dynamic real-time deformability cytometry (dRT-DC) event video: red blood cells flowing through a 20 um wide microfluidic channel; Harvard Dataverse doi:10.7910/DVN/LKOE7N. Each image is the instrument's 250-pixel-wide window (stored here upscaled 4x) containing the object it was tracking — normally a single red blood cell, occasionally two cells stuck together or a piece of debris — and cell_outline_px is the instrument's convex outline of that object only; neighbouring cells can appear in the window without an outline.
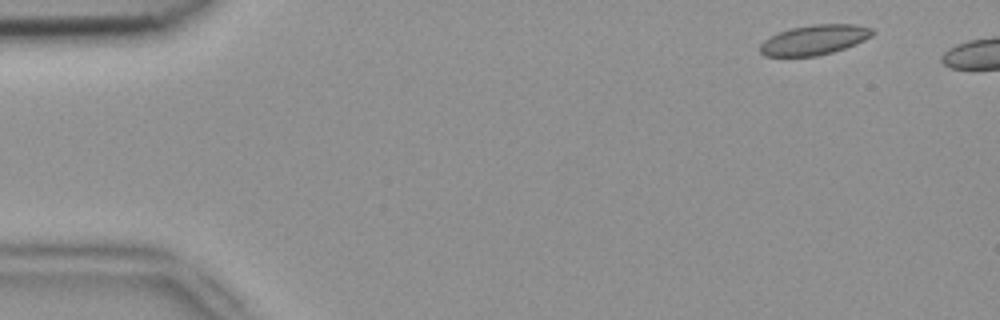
{"species": "common noctule bat (a hibernating species)", "species_latin": "Nyctalus noctula", "temperature_condition": "room temperature", "stored_images_in_passage": 5, "camera_frame_rate_fps": 3000, "um_per_image_px": 0.085, "animal": {"sex": "female", "body_mass_g": 18.4}, "frame": {"image": 1, "passage_image": 1, "time_ms": 0.0, "image_size_px": [1000, 320], "cell_outline_px": [[876, 32], [872, 36], [856, 44], [832, 52], [816, 56], [764, 56], [760, 52], [760, 44], [764, 40], [780, 32], [792, 28], [812, 24], [856, 24], [872, 28]], "centroid_in_image_um": [69.25, 3.38], "position_along_channel_um": 15.7, "area_um2": 19.54}}